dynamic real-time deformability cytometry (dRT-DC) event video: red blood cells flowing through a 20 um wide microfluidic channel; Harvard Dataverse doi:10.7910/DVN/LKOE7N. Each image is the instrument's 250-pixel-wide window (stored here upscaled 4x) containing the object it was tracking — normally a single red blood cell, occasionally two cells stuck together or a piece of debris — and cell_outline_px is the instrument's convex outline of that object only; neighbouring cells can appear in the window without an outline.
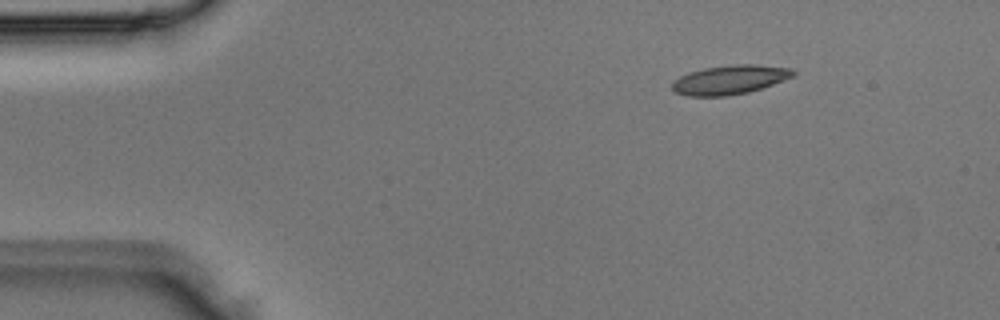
{"species": "Egyptian fruit bat (a non-hibernating species)", "species_latin": "Rousettus aegyptiacus", "temperature_condition": "room temperature", "stored_images_in_passage": 5, "camera_frame_rate_fps": 3000, "um_per_image_px": 0.085, "animal": {"sex": "male"}, "frame": {"image": 1, "passage_image": 5, "time_ms": 1.333, "image_size_px": [1000, 320], "cell_outline_px": [[796, 76], [748, 92], [728, 96], [688, 96], [676, 92], [672, 88], [672, 80], [688, 72], [704, 68], [732, 64], [756, 64], [792, 68], [796, 72]], "centroid_in_image_um": [62.04, 6.76], "position_along_channel_um": 23.0, "area_um2": 20.69}}